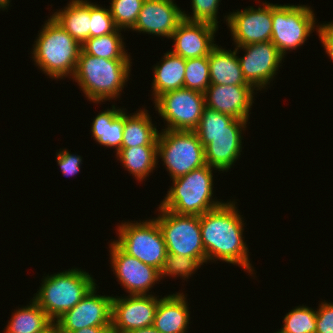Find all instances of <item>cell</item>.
I'll return each mask as SVG.
<instances>
[{
  "label": "cell",
  "instance_id": "obj_1",
  "mask_svg": "<svg viewBox=\"0 0 333 333\" xmlns=\"http://www.w3.org/2000/svg\"><path fill=\"white\" fill-rule=\"evenodd\" d=\"M235 204L234 201H227L200 215L206 263L217 259L241 266L247 272L254 274L249 261L248 246L242 236L244 221Z\"/></svg>",
  "mask_w": 333,
  "mask_h": 333
},
{
  "label": "cell",
  "instance_id": "obj_8",
  "mask_svg": "<svg viewBox=\"0 0 333 333\" xmlns=\"http://www.w3.org/2000/svg\"><path fill=\"white\" fill-rule=\"evenodd\" d=\"M160 215L155 219L164 236L167 253L183 255L206 263L202 243L200 216L178 215L159 206Z\"/></svg>",
  "mask_w": 333,
  "mask_h": 333
},
{
  "label": "cell",
  "instance_id": "obj_11",
  "mask_svg": "<svg viewBox=\"0 0 333 333\" xmlns=\"http://www.w3.org/2000/svg\"><path fill=\"white\" fill-rule=\"evenodd\" d=\"M113 296L96 295V285L71 310L65 312L54 326L58 332H72L87 327H111Z\"/></svg>",
  "mask_w": 333,
  "mask_h": 333
},
{
  "label": "cell",
  "instance_id": "obj_28",
  "mask_svg": "<svg viewBox=\"0 0 333 333\" xmlns=\"http://www.w3.org/2000/svg\"><path fill=\"white\" fill-rule=\"evenodd\" d=\"M121 29L100 37L88 38L82 45V51L98 58L113 60H131L124 48Z\"/></svg>",
  "mask_w": 333,
  "mask_h": 333
},
{
  "label": "cell",
  "instance_id": "obj_5",
  "mask_svg": "<svg viewBox=\"0 0 333 333\" xmlns=\"http://www.w3.org/2000/svg\"><path fill=\"white\" fill-rule=\"evenodd\" d=\"M207 164L186 175L173 179L160 207L178 215H197L213 210L223 204L214 201L213 171Z\"/></svg>",
  "mask_w": 333,
  "mask_h": 333
},
{
  "label": "cell",
  "instance_id": "obj_7",
  "mask_svg": "<svg viewBox=\"0 0 333 333\" xmlns=\"http://www.w3.org/2000/svg\"><path fill=\"white\" fill-rule=\"evenodd\" d=\"M118 226V240L114 242L127 254L141 262L162 270L167 257V247L158 222H125Z\"/></svg>",
  "mask_w": 333,
  "mask_h": 333
},
{
  "label": "cell",
  "instance_id": "obj_30",
  "mask_svg": "<svg viewBox=\"0 0 333 333\" xmlns=\"http://www.w3.org/2000/svg\"><path fill=\"white\" fill-rule=\"evenodd\" d=\"M316 310L298 306L285 315L280 333H316Z\"/></svg>",
  "mask_w": 333,
  "mask_h": 333
},
{
  "label": "cell",
  "instance_id": "obj_40",
  "mask_svg": "<svg viewBox=\"0 0 333 333\" xmlns=\"http://www.w3.org/2000/svg\"><path fill=\"white\" fill-rule=\"evenodd\" d=\"M128 333H161L160 331H158L153 325L152 326H148V327H144V328H140V329H135L132 330Z\"/></svg>",
  "mask_w": 333,
  "mask_h": 333
},
{
  "label": "cell",
  "instance_id": "obj_23",
  "mask_svg": "<svg viewBox=\"0 0 333 333\" xmlns=\"http://www.w3.org/2000/svg\"><path fill=\"white\" fill-rule=\"evenodd\" d=\"M162 62L154 67L152 82L154 101L163 93L184 88L186 59L171 51L164 53Z\"/></svg>",
  "mask_w": 333,
  "mask_h": 333
},
{
  "label": "cell",
  "instance_id": "obj_2",
  "mask_svg": "<svg viewBox=\"0 0 333 333\" xmlns=\"http://www.w3.org/2000/svg\"><path fill=\"white\" fill-rule=\"evenodd\" d=\"M131 63V60L98 58L81 50L72 79L89 101L113 100L120 96L129 79Z\"/></svg>",
  "mask_w": 333,
  "mask_h": 333
},
{
  "label": "cell",
  "instance_id": "obj_34",
  "mask_svg": "<svg viewBox=\"0 0 333 333\" xmlns=\"http://www.w3.org/2000/svg\"><path fill=\"white\" fill-rule=\"evenodd\" d=\"M90 38L100 37L109 33H114L118 28L111 16L110 10L90 3Z\"/></svg>",
  "mask_w": 333,
  "mask_h": 333
},
{
  "label": "cell",
  "instance_id": "obj_41",
  "mask_svg": "<svg viewBox=\"0 0 333 333\" xmlns=\"http://www.w3.org/2000/svg\"><path fill=\"white\" fill-rule=\"evenodd\" d=\"M9 4L10 0H0V9L2 10L7 9L9 7Z\"/></svg>",
  "mask_w": 333,
  "mask_h": 333
},
{
  "label": "cell",
  "instance_id": "obj_26",
  "mask_svg": "<svg viewBox=\"0 0 333 333\" xmlns=\"http://www.w3.org/2000/svg\"><path fill=\"white\" fill-rule=\"evenodd\" d=\"M31 301L30 305L12 313L4 333H46L54 326L46 312L33 299Z\"/></svg>",
  "mask_w": 333,
  "mask_h": 333
},
{
  "label": "cell",
  "instance_id": "obj_36",
  "mask_svg": "<svg viewBox=\"0 0 333 333\" xmlns=\"http://www.w3.org/2000/svg\"><path fill=\"white\" fill-rule=\"evenodd\" d=\"M318 308L316 310V333H333V302H321Z\"/></svg>",
  "mask_w": 333,
  "mask_h": 333
},
{
  "label": "cell",
  "instance_id": "obj_37",
  "mask_svg": "<svg viewBox=\"0 0 333 333\" xmlns=\"http://www.w3.org/2000/svg\"><path fill=\"white\" fill-rule=\"evenodd\" d=\"M57 163L64 176H73L80 171L82 158L79 155L70 154L68 150H61L56 154Z\"/></svg>",
  "mask_w": 333,
  "mask_h": 333
},
{
  "label": "cell",
  "instance_id": "obj_12",
  "mask_svg": "<svg viewBox=\"0 0 333 333\" xmlns=\"http://www.w3.org/2000/svg\"><path fill=\"white\" fill-rule=\"evenodd\" d=\"M240 48L246 53L238 57L243 76L249 85L261 91L272 81L285 56L271 41L235 47Z\"/></svg>",
  "mask_w": 333,
  "mask_h": 333
},
{
  "label": "cell",
  "instance_id": "obj_42",
  "mask_svg": "<svg viewBox=\"0 0 333 333\" xmlns=\"http://www.w3.org/2000/svg\"><path fill=\"white\" fill-rule=\"evenodd\" d=\"M46 333H58L57 328L53 326L48 332Z\"/></svg>",
  "mask_w": 333,
  "mask_h": 333
},
{
  "label": "cell",
  "instance_id": "obj_15",
  "mask_svg": "<svg viewBox=\"0 0 333 333\" xmlns=\"http://www.w3.org/2000/svg\"><path fill=\"white\" fill-rule=\"evenodd\" d=\"M109 246L111 268L121 285L130 295H148L155 282L160 281V272L125 253L114 241Z\"/></svg>",
  "mask_w": 333,
  "mask_h": 333
},
{
  "label": "cell",
  "instance_id": "obj_39",
  "mask_svg": "<svg viewBox=\"0 0 333 333\" xmlns=\"http://www.w3.org/2000/svg\"><path fill=\"white\" fill-rule=\"evenodd\" d=\"M58 333H112V330L111 327H87L77 331Z\"/></svg>",
  "mask_w": 333,
  "mask_h": 333
},
{
  "label": "cell",
  "instance_id": "obj_14",
  "mask_svg": "<svg viewBox=\"0 0 333 333\" xmlns=\"http://www.w3.org/2000/svg\"><path fill=\"white\" fill-rule=\"evenodd\" d=\"M262 5V8L250 6L227 15L226 23L236 47L271 41L272 4L265 2Z\"/></svg>",
  "mask_w": 333,
  "mask_h": 333
},
{
  "label": "cell",
  "instance_id": "obj_27",
  "mask_svg": "<svg viewBox=\"0 0 333 333\" xmlns=\"http://www.w3.org/2000/svg\"><path fill=\"white\" fill-rule=\"evenodd\" d=\"M116 157L137 180L143 181L158 164L157 146L121 148Z\"/></svg>",
  "mask_w": 333,
  "mask_h": 333
},
{
  "label": "cell",
  "instance_id": "obj_3",
  "mask_svg": "<svg viewBox=\"0 0 333 333\" xmlns=\"http://www.w3.org/2000/svg\"><path fill=\"white\" fill-rule=\"evenodd\" d=\"M33 45L32 58L44 74L52 79L73 77L81 44L50 16Z\"/></svg>",
  "mask_w": 333,
  "mask_h": 333
},
{
  "label": "cell",
  "instance_id": "obj_19",
  "mask_svg": "<svg viewBox=\"0 0 333 333\" xmlns=\"http://www.w3.org/2000/svg\"><path fill=\"white\" fill-rule=\"evenodd\" d=\"M205 151L208 166L228 171L242 151V132L196 133Z\"/></svg>",
  "mask_w": 333,
  "mask_h": 333
},
{
  "label": "cell",
  "instance_id": "obj_4",
  "mask_svg": "<svg viewBox=\"0 0 333 333\" xmlns=\"http://www.w3.org/2000/svg\"><path fill=\"white\" fill-rule=\"evenodd\" d=\"M44 278L33 300L53 322L75 307L96 285L93 277L80 268Z\"/></svg>",
  "mask_w": 333,
  "mask_h": 333
},
{
  "label": "cell",
  "instance_id": "obj_17",
  "mask_svg": "<svg viewBox=\"0 0 333 333\" xmlns=\"http://www.w3.org/2000/svg\"><path fill=\"white\" fill-rule=\"evenodd\" d=\"M182 9L174 0H144L136 24L131 29L168 39L183 20Z\"/></svg>",
  "mask_w": 333,
  "mask_h": 333
},
{
  "label": "cell",
  "instance_id": "obj_13",
  "mask_svg": "<svg viewBox=\"0 0 333 333\" xmlns=\"http://www.w3.org/2000/svg\"><path fill=\"white\" fill-rule=\"evenodd\" d=\"M159 298L149 295H129L113 297L111 330L112 333H128L154 324Z\"/></svg>",
  "mask_w": 333,
  "mask_h": 333
},
{
  "label": "cell",
  "instance_id": "obj_18",
  "mask_svg": "<svg viewBox=\"0 0 333 333\" xmlns=\"http://www.w3.org/2000/svg\"><path fill=\"white\" fill-rule=\"evenodd\" d=\"M253 93L251 85L210 84L204 92L205 107L236 119L248 120L254 103Z\"/></svg>",
  "mask_w": 333,
  "mask_h": 333
},
{
  "label": "cell",
  "instance_id": "obj_22",
  "mask_svg": "<svg viewBox=\"0 0 333 333\" xmlns=\"http://www.w3.org/2000/svg\"><path fill=\"white\" fill-rule=\"evenodd\" d=\"M51 17L81 45L90 38L91 17L88 0H71L63 10L55 12Z\"/></svg>",
  "mask_w": 333,
  "mask_h": 333
},
{
  "label": "cell",
  "instance_id": "obj_6",
  "mask_svg": "<svg viewBox=\"0 0 333 333\" xmlns=\"http://www.w3.org/2000/svg\"><path fill=\"white\" fill-rule=\"evenodd\" d=\"M157 155L172 180L206 165L204 147L194 131H161L157 137Z\"/></svg>",
  "mask_w": 333,
  "mask_h": 333
},
{
  "label": "cell",
  "instance_id": "obj_35",
  "mask_svg": "<svg viewBox=\"0 0 333 333\" xmlns=\"http://www.w3.org/2000/svg\"><path fill=\"white\" fill-rule=\"evenodd\" d=\"M192 16L182 11L183 19L191 22H207L218 27L217 13L220 0H191Z\"/></svg>",
  "mask_w": 333,
  "mask_h": 333
},
{
  "label": "cell",
  "instance_id": "obj_20",
  "mask_svg": "<svg viewBox=\"0 0 333 333\" xmlns=\"http://www.w3.org/2000/svg\"><path fill=\"white\" fill-rule=\"evenodd\" d=\"M189 316L184 294H170L159 300L153 326L161 333H186Z\"/></svg>",
  "mask_w": 333,
  "mask_h": 333
},
{
  "label": "cell",
  "instance_id": "obj_16",
  "mask_svg": "<svg viewBox=\"0 0 333 333\" xmlns=\"http://www.w3.org/2000/svg\"><path fill=\"white\" fill-rule=\"evenodd\" d=\"M218 27L207 22H191L183 19L170 39L174 41L172 53L184 59L209 56Z\"/></svg>",
  "mask_w": 333,
  "mask_h": 333
},
{
  "label": "cell",
  "instance_id": "obj_25",
  "mask_svg": "<svg viewBox=\"0 0 333 333\" xmlns=\"http://www.w3.org/2000/svg\"><path fill=\"white\" fill-rule=\"evenodd\" d=\"M133 115L125 112V125L121 148L157 146L159 131L152 123L148 110H139Z\"/></svg>",
  "mask_w": 333,
  "mask_h": 333
},
{
  "label": "cell",
  "instance_id": "obj_33",
  "mask_svg": "<svg viewBox=\"0 0 333 333\" xmlns=\"http://www.w3.org/2000/svg\"><path fill=\"white\" fill-rule=\"evenodd\" d=\"M202 264L198 259L177 254H167L164 266L160 271V278L166 276L187 278L194 273Z\"/></svg>",
  "mask_w": 333,
  "mask_h": 333
},
{
  "label": "cell",
  "instance_id": "obj_32",
  "mask_svg": "<svg viewBox=\"0 0 333 333\" xmlns=\"http://www.w3.org/2000/svg\"><path fill=\"white\" fill-rule=\"evenodd\" d=\"M144 0H111L109 8L118 29H132L136 24Z\"/></svg>",
  "mask_w": 333,
  "mask_h": 333
},
{
  "label": "cell",
  "instance_id": "obj_29",
  "mask_svg": "<svg viewBox=\"0 0 333 333\" xmlns=\"http://www.w3.org/2000/svg\"><path fill=\"white\" fill-rule=\"evenodd\" d=\"M248 120L236 119L230 115L204 108L195 133L242 132Z\"/></svg>",
  "mask_w": 333,
  "mask_h": 333
},
{
  "label": "cell",
  "instance_id": "obj_21",
  "mask_svg": "<svg viewBox=\"0 0 333 333\" xmlns=\"http://www.w3.org/2000/svg\"><path fill=\"white\" fill-rule=\"evenodd\" d=\"M237 49L225 50L216 45L209 53L210 84L249 85L240 67Z\"/></svg>",
  "mask_w": 333,
  "mask_h": 333
},
{
  "label": "cell",
  "instance_id": "obj_24",
  "mask_svg": "<svg viewBox=\"0 0 333 333\" xmlns=\"http://www.w3.org/2000/svg\"><path fill=\"white\" fill-rule=\"evenodd\" d=\"M124 125L125 111L113 105L112 109L102 111L95 117L91 132L96 142L105 147H115L117 153L122 146Z\"/></svg>",
  "mask_w": 333,
  "mask_h": 333
},
{
  "label": "cell",
  "instance_id": "obj_10",
  "mask_svg": "<svg viewBox=\"0 0 333 333\" xmlns=\"http://www.w3.org/2000/svg\"><path fill=\"white\" fill-rule=\"evenodd\" d=\"M156 111L167 121L162 130L194 131L205 108L204 93L187 88L172 90L155 101Z\"/></svg>",
  "mask_w": 333,
  "mask_h": 333
},
{
  "label": "cell",
  "instance_id": "obj_38",
  "mask_svg": "<svg viewBox=\"0 0 333 333\" xmlns=\"http://www.w3.org/2000/svg\"><path fill=\"white\" fill-rule=\"evenodd\" d=\"M317 33L326 53L333 61V22L327 24L316 25Z\"/></svg>",
  "mask_w": 333,
  "mask_h": 333
},
{
  "label": "cell",
  "instance_id": "obj_9",
  "mask_svg": "<svg viewBox=\"0 0 333 333\" xmlns=\"http://www.w3.org/2000/svg\"><path fill=\"white\" fill-rule=\"evenodd\" d=\"M314 11L307 5L272 4L271 42L284 56L310 37L315 27Z\"/></svg>",
  "mask_w": 333,
  "mask_h": 333
},
{
  "label": "cell",
  "instance_id": "obj_31",
  "mask_svg": "<svg viewBox=\"0 0 333 333\" xmlns=\"http://www.w3.org/2000/svg\"><path fill=\"white\" fill-rule=\"evenodd\" d=\"M184 88L204 93L210 85L208 56L186 59Z\"/></svg>",
  "mask_w": 333,
  "mask_h": 333
}]
</instances>
